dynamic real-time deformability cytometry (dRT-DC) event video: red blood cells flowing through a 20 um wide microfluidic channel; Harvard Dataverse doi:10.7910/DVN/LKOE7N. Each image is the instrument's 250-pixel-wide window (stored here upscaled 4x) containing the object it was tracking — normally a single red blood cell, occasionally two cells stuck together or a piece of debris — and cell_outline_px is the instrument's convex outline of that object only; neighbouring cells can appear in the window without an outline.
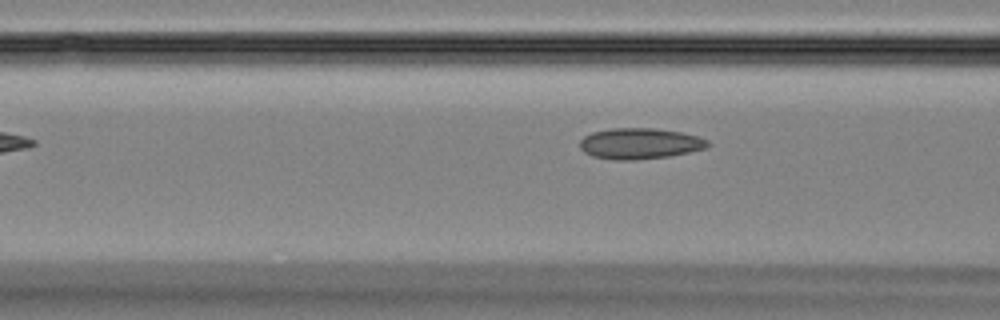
{"species": "Egyptian fruit bat (a non-hibernating species)", "species_latin": "Rousettus aegyptiacus", "temperature_condition": "room temperature", "stored_images_in_passage": 6, "camera_frame_rate_fps": 3000, "um_per_image_px": 0.085, "animal": {"sex": "female"}, "frame": {"image": 1, "passage_image": 6, "time_ms": 8.667, "image_size_px": [1000, 320], "cell_outline_px": [[712, 144], [708, 148], [668, 156], [636, 160], [612, 160], [592, 156], [584, 152], [580, 148], [580, 140], [584, 136], [592, 132], [612, 128], [656, 128], [680, 132], [700, 136], [708, 140]], "centroid_in_image_um": [54.4, 12.2], "position_along_channel_um": 112.2, "area_um2": 23.29}}